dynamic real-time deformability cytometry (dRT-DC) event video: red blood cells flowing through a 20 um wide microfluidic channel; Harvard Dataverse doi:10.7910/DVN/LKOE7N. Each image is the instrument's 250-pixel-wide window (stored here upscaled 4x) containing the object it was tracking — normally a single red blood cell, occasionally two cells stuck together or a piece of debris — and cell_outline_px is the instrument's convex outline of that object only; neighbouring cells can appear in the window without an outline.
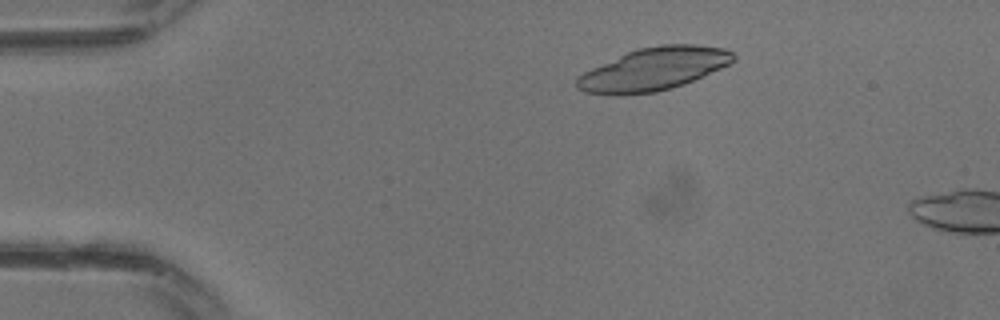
{"species": "common noctule bat (a hibernating species)", "species_latin": "Nyctalus noctula", "temperature_condition": "warm", "stored_images_in_passage": 9, "camera_frame_rate_fps": 3000, "um_per_image_px": 0.085, "animal": {"sex": "male", "body_mass_g": 13.3}, "frame": {"image": 1, "passage_image": 3, "time_ms": 0.667, "image_size_px": [1000, 320], "cell_outline_px": [[736, 60], [720, 68], [684, 84], [672, 88], [656, 92], [624, 96], [620, 96], [584, 92], [576, 88], [576, 80], [584, 72], [592, 68], [628, 52], [640, 48], [660, 44], [696, 44], [724, 48], [732, 52], [736, 56]], "centroid_in_image_um": [55.56, 5.88], "position_along_channel_um": 29.4, "area_um2": 38.96}}